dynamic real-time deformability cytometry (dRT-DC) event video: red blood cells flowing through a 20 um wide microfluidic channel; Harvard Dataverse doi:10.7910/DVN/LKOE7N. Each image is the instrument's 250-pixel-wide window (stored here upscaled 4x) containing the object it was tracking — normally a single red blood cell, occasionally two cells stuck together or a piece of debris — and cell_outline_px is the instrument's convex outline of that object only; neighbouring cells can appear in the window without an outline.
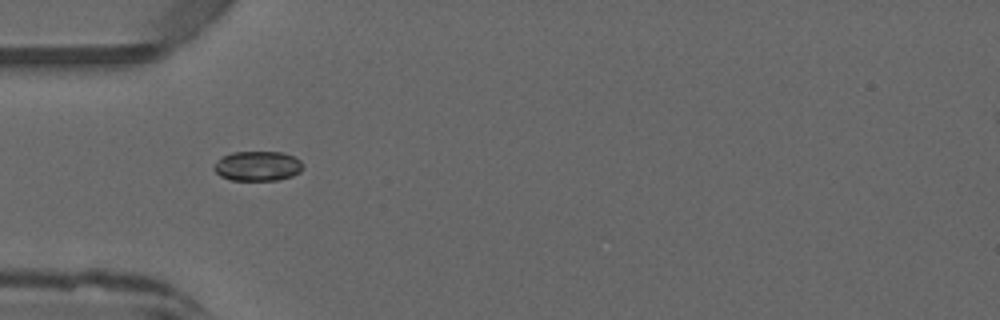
{"species": "common noctule bat (a hibernating species)", "species_latin": "Nyctalus noctula", "temperature_condition": "warm", "stored_images_in_passage": 35, "camera_frame_rate_fps": 3000, "um_per_image_px": 0.085, "animal": {"sex": "male", "forearm_length_mm": 52.5}, "frame": {"image": 1, "passage_image": 1, "time_ms": 0.0, "image_size_px": [1000, 320], "cell_outline_px": [[304, 168], [300, 172], [292, 176], [276, 180], [232, 180], [220, 176], [212, 168], [220, 156], [232, 152], [284, 152], [300, 160], [304, 164]], "centroid_in_image_um": [21.9, 14.1], "position_along_channel_um": 63.1, "area_um2": 15.61}}
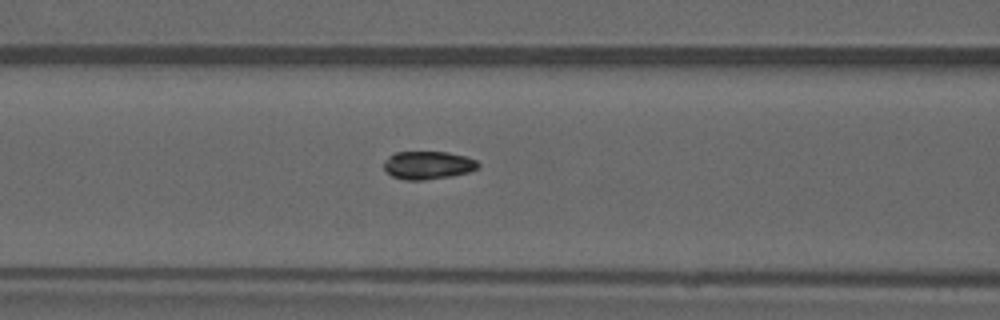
{"frame": {"image": 2, "passage_image": 6, "time_ms": 1.667, "image_size_px": [1000, 320], "cell_outline_px": [[480, 164], [476, 168], [468, 172], [452, 176], [424, 180], [404, 180], [392, 176], [384, 168], [384, 160], [388, 156], [396, 152], [448, 152], [464, 156], [476, 160]], "centroid_in_image_um": [36.35, 14.04], "position_along_channel_um": 130.2, "area_um2": 15.37}, "authors_computed_cell_mechanics": {"area_um2": 15.4904, "velocity_mm_per_s": 4.0761, "shape_relaxation_time_tau1_ms": null, "shape_relaxation_time_tau2_ms": 1.5968, "deformation_change_tau1": null, "deformation_change_tau2": 0.0628}}